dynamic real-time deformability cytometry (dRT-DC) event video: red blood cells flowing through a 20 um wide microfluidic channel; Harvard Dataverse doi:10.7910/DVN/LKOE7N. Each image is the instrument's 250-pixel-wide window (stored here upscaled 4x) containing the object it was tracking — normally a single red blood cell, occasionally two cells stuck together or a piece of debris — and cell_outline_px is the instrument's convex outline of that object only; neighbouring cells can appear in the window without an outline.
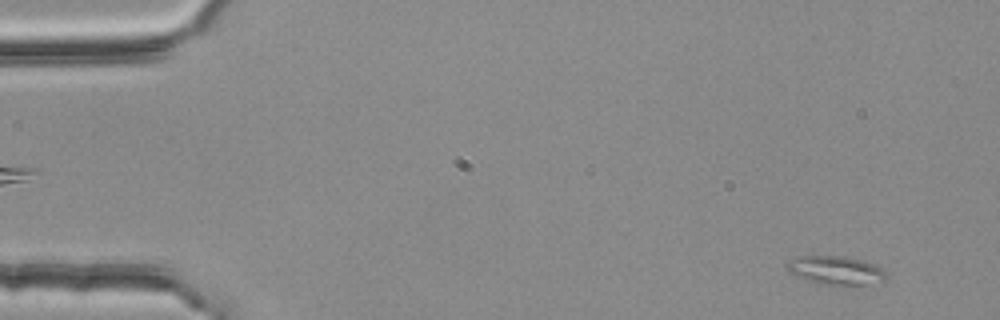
{"species": "common noctule bat (a hibernating species)", "species_latin": "Nyctalus noctula", "temperature_condition": "room temperature", "stored_images_in_passage": 4, "segment_of_instrument_passage": [2, 2], "camera_frame_rate_fps": 3000, "um_per_image_px": 0.085, "animal": {"sex": "female", "body_mass_g": 25.1}, "frame": {"image": 1, "passage_image": 4, "time_ms": 1.0, "image_size_px": [1000, 320], "cell_outline_px": [[888, 280], [864, 284], [824, 284], [788, 272], [784, 264], [788, 260], [796, 256], [844, 256], [876, 264], [884, 268], [888, 276]], "centroid_in_image_um": [71.07, 22.94], "position_along_channel_um": 13.9, "area_um2": 16.42}}